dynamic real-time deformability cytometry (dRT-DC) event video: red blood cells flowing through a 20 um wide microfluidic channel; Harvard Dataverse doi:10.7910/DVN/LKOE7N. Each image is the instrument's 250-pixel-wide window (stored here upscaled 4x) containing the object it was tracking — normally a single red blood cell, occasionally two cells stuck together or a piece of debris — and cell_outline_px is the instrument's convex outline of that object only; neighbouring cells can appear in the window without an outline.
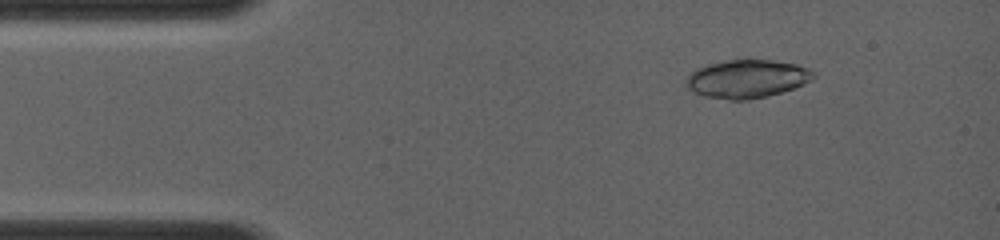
{"species": "common noctule bat (a hibernating species)", "species_latin": "Nyctalus noctula", "temperature_condition": "room temperature", "stored_images_in_passage": 5, "camera_frame_rate_fps": 4000, "um_per_image_px": 0.085, "animal": {"sex": "female", "body_mass_g": 19.0, "forearm_length_mm": 56.7}, "frame": {"image": 1, "passage_image": 3, "time_ms": 1.5, "image_size_px": [1000, 240], "cell_outline_px": [[816, 76], [812, 80], [804, 84], [768, 96], [748, 100], [728, 100], [704, 96], [688, 88], [684, 84], [684, 80], [696, 68], [708, 64], [724, 60], [772, 60], [796, 64], [808, 68], [816, 72]], "centroid_in_image_um": [63.49, 6.7], "position_along_channel_um": 21.5, "area_um2": 28.5}}